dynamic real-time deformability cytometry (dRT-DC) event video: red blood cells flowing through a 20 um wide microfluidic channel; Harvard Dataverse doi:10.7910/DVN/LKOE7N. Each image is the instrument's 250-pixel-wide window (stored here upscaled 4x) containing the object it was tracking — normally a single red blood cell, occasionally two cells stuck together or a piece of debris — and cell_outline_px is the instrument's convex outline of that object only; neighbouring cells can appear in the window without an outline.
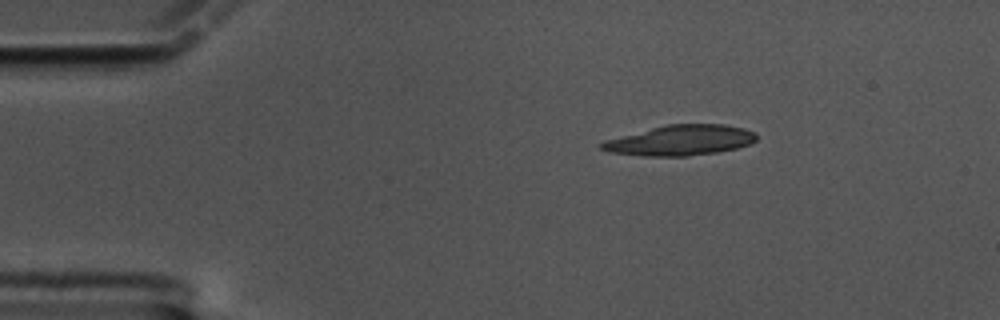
{"species": "common noctule bat (a hibernating species)", "species_latin": "Nyctalus noctula", "temperature_condition": "cold", "stored_images_in_passage": 36, "segment_of_instrument_passage": [1, 2], "camera_frame_rate_fps": 3000, "um_per_image_px": 0.085, "animal": {"sex": "male", "body_mass_g": 17.5, "forearm_length_mm": 52.3}, "frame": {"image": 1, "passage_image": 1, "time_ms": 0.0, "image_size_px": [1000, 320], "cell_outline_px": [[756, 140], [752, 144], [736, 148], [716, 152], [688, 156], [644, 156], [608, 152], [600, 148], [600, 144], [604, 140], [668, 124], [724, 124], [744, 128], [756, 132]], "centroid_in_image_um": [57.86, 11.93], "position_along_channel_um": 27.1, "area_um2": 27.34}}